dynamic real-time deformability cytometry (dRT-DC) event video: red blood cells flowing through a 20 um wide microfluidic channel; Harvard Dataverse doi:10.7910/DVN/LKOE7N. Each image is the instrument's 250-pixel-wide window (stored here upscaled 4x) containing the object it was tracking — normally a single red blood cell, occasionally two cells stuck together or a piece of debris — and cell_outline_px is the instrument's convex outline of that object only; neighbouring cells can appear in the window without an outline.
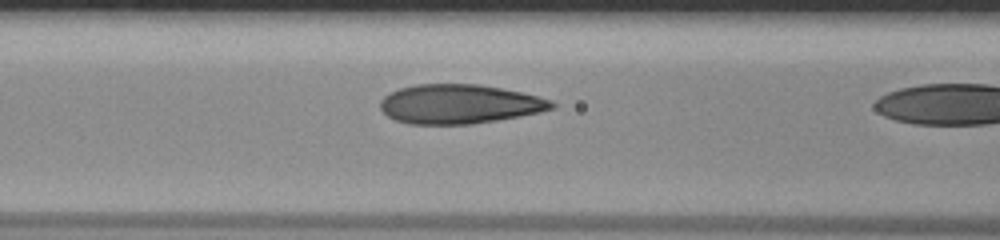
{"species": "human", "species_latin": "Homo sapiens", "temperature_condition": "room temperature", "stored_images_in_passage": 20, "camera_frame_rate_fps": 3000, "um_per_image_px": 0.085, "donor": {"sex": "male"}, "frame": {"image": 1, "passage_image": 19, "time_ms": 6.0, "image_size_px": [1000, 240], "cell_outline_px": [[556, 108], [540, 112], [520, 116], [472, 124], [408, 124], [396, 120], [388, 116], [380, 108], [380, 100], [388, 92], [400, 88], [416, 84], [480, 84], [520, 92], [552, 100], [556, 104]], "centroid_in_image_um": [39.03, 8.84], "position_along_channel_um": 127.6, "area_um2": 39.3}}